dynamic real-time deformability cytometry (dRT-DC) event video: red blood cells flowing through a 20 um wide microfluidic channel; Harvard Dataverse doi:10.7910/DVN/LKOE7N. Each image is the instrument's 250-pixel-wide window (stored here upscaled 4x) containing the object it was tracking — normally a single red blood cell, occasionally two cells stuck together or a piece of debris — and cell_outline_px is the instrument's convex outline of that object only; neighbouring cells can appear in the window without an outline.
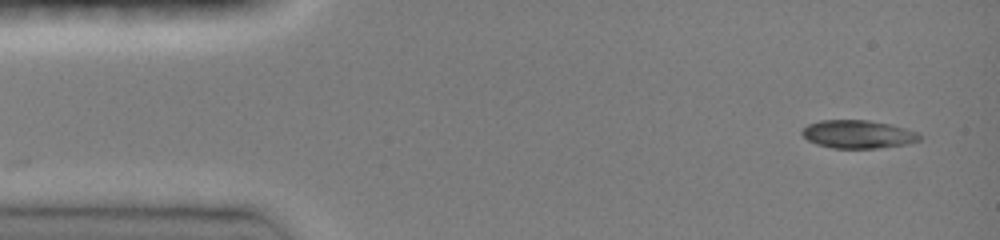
{"species": "common noctule bat (a hibernating species)", "species_latin": "Nyctalus noctula", "temperature_condition": "room temperature", "stored_images_in_passage": 45, "camera_frame_rate_fps": 3000, "um_per_image_px": 0.085, "animal": {"sex": "female", "body_mass_g": 19.0, "forearm_length_mm": 51.5}, "frame": {"image": 1, "passage_image": 1, "time_ms": 0.0, "image_size_px": [1000, 240], "cell_outline_px": [[920, 140], [908, 144], [876, 148], [832, 148], [816, 144], [808, 140], [800, 132], [808, 124], [820, 120], [868, 120], [892, 124], [920, 132]], "centroid_in_image_um": [72.96, 11.4], "position_along_channel_um": 12.0, "area_um2": 19.42}}
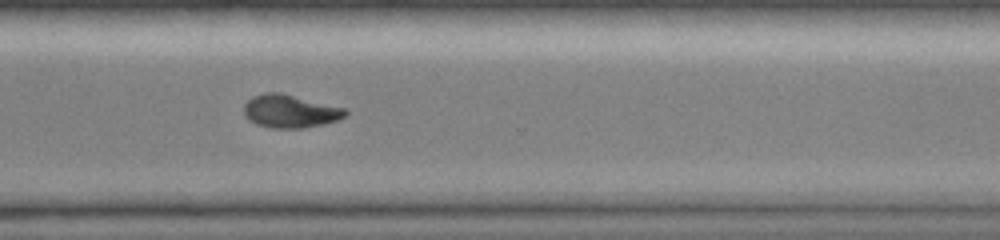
{"frame": {"image": 2, "passage_image": 33, "time_ms": 10.667, "image_size_px": [1000, 240], "cell_outline_px": [[348, 112], [344, 116], [336, 120], [324, 124], [304, 128], [272, 128], [256, 124], [248, 120], [244, 116], [244, 104], [252, 96], [264, 92], [280, 92], [344, 108]], "centroid_in_image_um": [24.61, 9.45], "position_along_channel_um": 346.0, "area_um2": 19.54}}
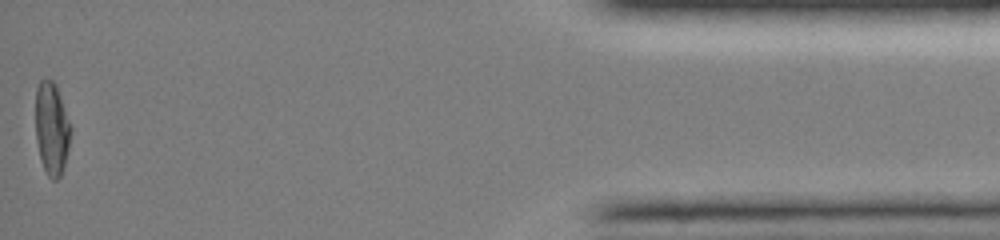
{"frame": {"image": 3, "passage_image": 45, "time_ms": 14.667, "image_size_px": [1000, 240], "cell_outline_px": [[72, 128], [68, 148], [64, 164], [60, 176], [56, 180], [52, 180], [48, 176], [40, 160], [36, 140], [36, 88], [40, 80], [52, 80], [56, 84]], "centroid_in_image_um": [4.39, 10.92], "position_along_channel_um": 430.8, "area_um2": 18.96}, "authors_computed_cell_mechanics": {"area_um2": 19.5364, "velocity_mm_per_s": 4.0435, "shape_relaxation_time_tau1_ms": 4.3879, "shape_relaxation_time_tau2_ms": 8.3782, "deformation_change_tau1": 0.1824, "deformation_change_tau2": 0.1017}}